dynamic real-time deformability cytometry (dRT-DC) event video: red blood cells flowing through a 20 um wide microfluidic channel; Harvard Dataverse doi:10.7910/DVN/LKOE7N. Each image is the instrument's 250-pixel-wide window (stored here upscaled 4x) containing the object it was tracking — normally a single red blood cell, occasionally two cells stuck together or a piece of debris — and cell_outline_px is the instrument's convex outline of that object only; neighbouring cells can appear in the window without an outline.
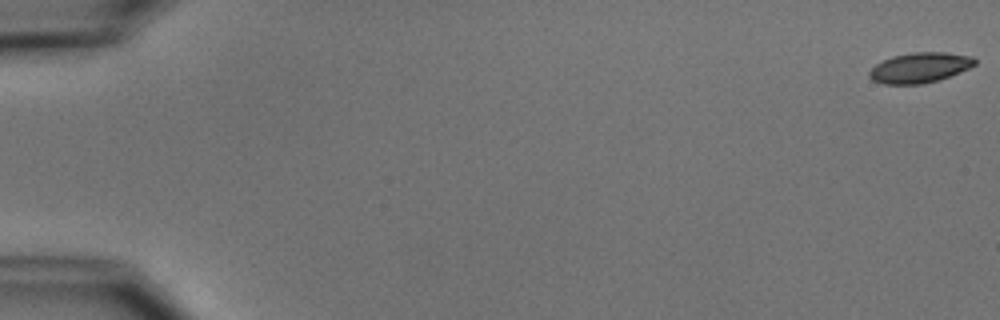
{"species": "common noctule bat (a hibernating species)", "species_latin": "Nyctalus noctula", "temperature_condition": "cold", "stored_images_in_passage": 54, "camera_frame_rate_fps": 3000, "um_per_image_px": 0.085, "animal": {"sex": "male", "body_mass_g": 15.6}, "frame": {"image": 1, "passage_image": 1, "time_ms": 0.0, "image_size_px": [1000, 320], "cell_outline_px": [[976, 64], [968, 68], [948, 76], [936, 80], [920, 84], [884, 84], [872, 80], [868, 76], [868, 72], [876, 64], [892, 56], [912, 52], [944, 52], [972, 56], [976, 60]], "centroid_in_image_um": [78.15, 5.74], "position_along_channel_um": 6.9, "area_um2": 18.38}}
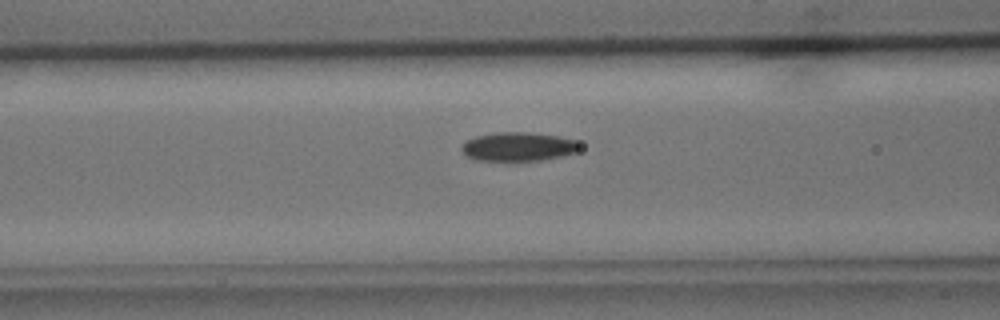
{"frame": {"image": 2, "passage_image": 23, "time_ms": 7.333, "image_size_px": [1000, 320], "cell_outline_px": [[580, 148], [576, 152], [564, 156], [540, 160], [476, 160], [468, 156], [460, 148], [468, 140], [476, 136], [496, 132], [528, 132], [556, 136], [576, 140], [580, 144]], "centroid_in_image_um": [44.09, 12.46], "position_along_channel_um": 122.5, "area_um2": 19.65}}
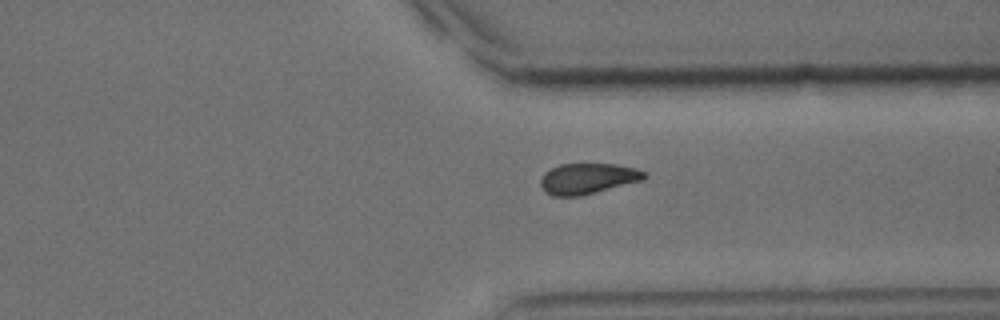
{"frame": {"image": 3, "passage_image": 42, "time_ms": 13.667, "image_size_px": [1000, 320], "cell_outline_px": [[648, 176], [644, 180], [580, 196], [552, 196], [544, 192], [540, 184], [540, 180], [544, 172], [560, 164], [616, 164], [636, 168], [644, 172]], "centroid_in_image_um": [49.95, 15.18], "position_along_channel_um": 361.4, "area_um2": 18.67}, "authors_computed_cell_mechanics": {"area_um2": 19.0451, "velocity_mm_per_s": 3.7671, "shape_relaxation_time_tau1_ms": 3.5339, "shape_relaxation_time_tau2_ms": null, "deformation_change_tau1": 0.081, "deformation_change_tau2": null}}